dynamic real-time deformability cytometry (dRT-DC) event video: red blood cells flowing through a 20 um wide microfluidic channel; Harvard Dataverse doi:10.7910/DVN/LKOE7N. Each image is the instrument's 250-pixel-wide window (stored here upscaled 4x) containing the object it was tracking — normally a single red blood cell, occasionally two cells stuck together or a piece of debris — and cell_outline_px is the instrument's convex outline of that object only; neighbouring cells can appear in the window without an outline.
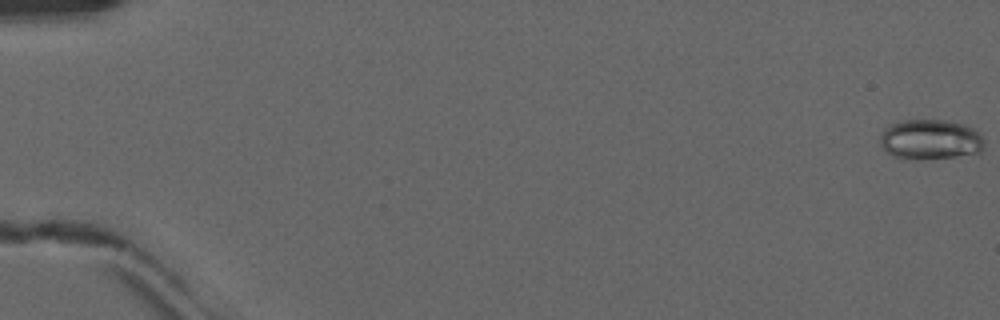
{"species": "common noctule bat (a hibernating species)", "species_latin": "Nyctalus noctula", "temperature_condition": "warm", "stored_images_in_passage": 51, "camera_frame_rate_fps": 3000, "um_per_image_px": 0.085, "animal": {"sex": "male", "forearm_length_mm": 52.5}, "frame": {"image": 1, "passage_image": 1, "time_ms": 0.0, "image_size_px": [1000, 320], "cell_outline_px": [[984, 144], [980, 152], [956, 156], [916, 160], [892, 156], [884, 152], [880, 144], [880, 136], [884, 128], [900, 120], [944, 120], [964, 124], [972, 128], [984, 140]], "centroid_in_image_um": [79.02, 11.86], "position_along_channel_um": 6.0, "area_um2": 24.39}}
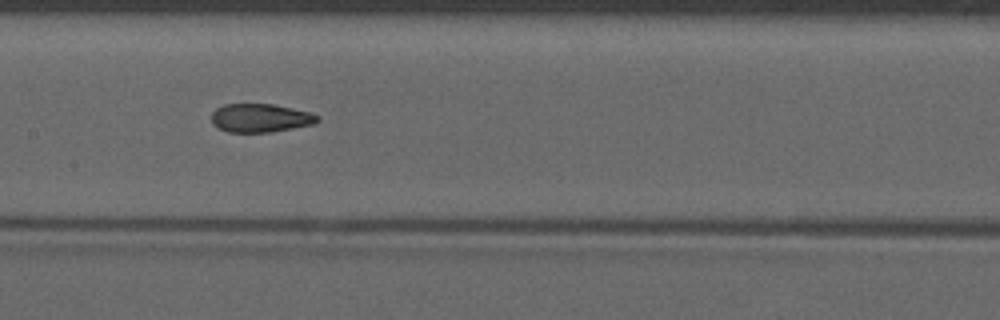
{"frame": {"image": 2, "passage_image": 27, "time_ms": 8.667, "image_size_px": [1000, 320], "cell_outline_px": [[320, 120], [316, 124], [268, 132], [228, 132], [212, 124], [212, 112], [216, 108], [224, 104], [272, 104], [292, 108], [308, 112], [320, 116]], "centroid_in_image_um": [22.14, 10.02], "position_along_channel_um": 185.3, "area_um2": 17.57}}
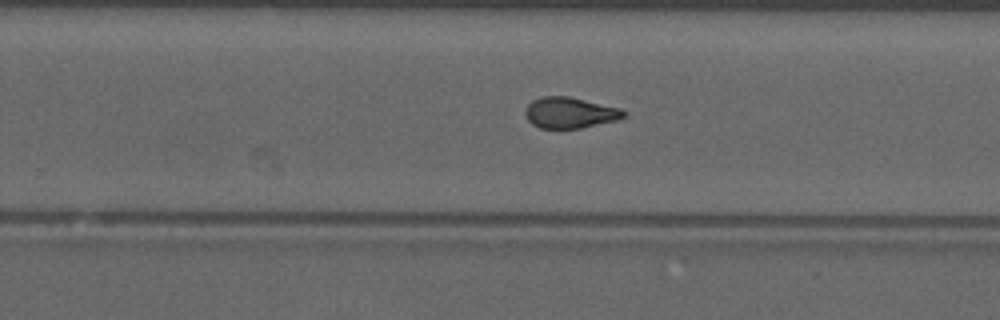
{"frame": {"image": 3, "passage_image": 34, "time_ms": 11.0, "image_size_px": [1000, 320], "cell_outline_px": [[624, 116], [616, 120], [580, 128], [540, 128], [532, 124], [528, 120], [524, 112], [528, 104], [532, 100], [544, 96], [568, 96], [620, 108], [624, 112]], "centroid_in_image_um": [48.39, 9.57], "position_along_channel_um": 281.4, "area_um2": 17.51}, "authors_computed_cell_mechanics": {"area_um2": 18.207, "velocity_mm_per_s": 4.1316, "shape_relaxation_time_tau1_ms": null, "shape_relaxation_time_tau2_ms": 1.5692, "deformation_change_tau1": null, "deformation_change_tau2": 0.0682}}